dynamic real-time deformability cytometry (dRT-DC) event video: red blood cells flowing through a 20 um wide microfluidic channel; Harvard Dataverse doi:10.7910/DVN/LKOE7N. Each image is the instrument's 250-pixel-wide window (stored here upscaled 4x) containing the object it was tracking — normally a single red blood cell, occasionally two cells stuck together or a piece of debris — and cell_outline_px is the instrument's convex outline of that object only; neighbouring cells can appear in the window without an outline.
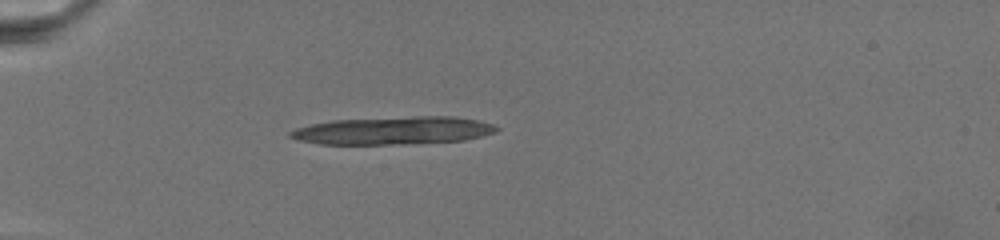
{"species": "common noctule bat (a hibernating species)", "species_latin": "Nyctalus noctula", "temperature_condition": "warm", "stored_images_in_passage": 4, "camera_frame_rate_fps": 3000, "um_per_image_px": 0.085, "animal": {"sex": "female", "body_mass_g": 19.5, "forearm_length_mm": 54.1}, "frame": {"image": 1, "passage_image": 1, "time_ms": 0.0, "image_size_px": [1000, 240], "cell_outline_px": [[500, 128], [496, 132], [464, 140], [404, 144], [320, 144], [300, 140], [288, 136], [288, 132], [296, 128], [312, 124], [332, 120], [416, 116], [456, 116], [480, 120], [492, 124]], "centroid_in_image_um": [33.45, 11.09], "position_along_channel_um": 51.5, "area_um2": 33.47}}